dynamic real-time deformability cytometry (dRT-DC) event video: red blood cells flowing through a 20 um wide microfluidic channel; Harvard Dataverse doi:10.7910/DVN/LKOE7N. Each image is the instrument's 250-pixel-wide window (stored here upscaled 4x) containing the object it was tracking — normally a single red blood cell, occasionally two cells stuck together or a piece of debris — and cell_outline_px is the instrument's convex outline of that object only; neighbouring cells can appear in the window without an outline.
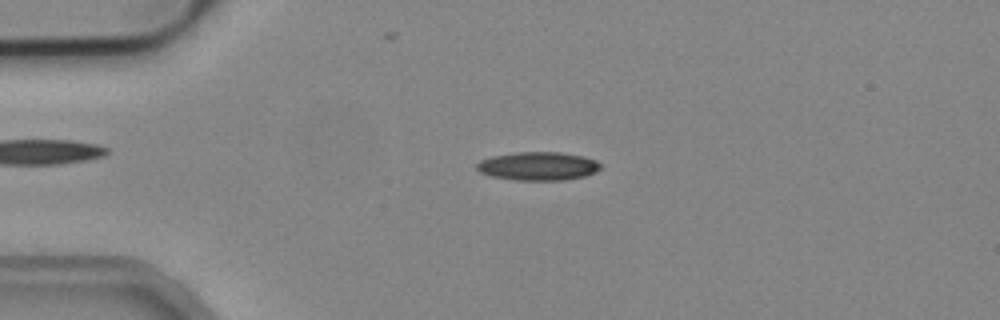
{"species": "common noctule bat (a hibernating species)", "species_latin": "Nyctalus noctula", "temperature_condition": "cold", "stored_images_in_passage": 53, "camera_frame_rate_fps": 3000, "um_per_image_px": 0.085, "animal": {"sex": "male", "body_mass_g": 19.2, "forearm_length_mm": 51.8}, "frame": {"image": 1, "passage_image": 12, "time_ms": 3.667, "image_size_px": [1000, 320], "cell_outline_px": [[600, 168], [596, 172], [584, 176], [564, 180], [516, 180], [492, 176], [480, 172], [476, 168], [476, 164], [480, 160], [492, 156], [516, 152], [560, 152], [584, 156], [596, 160], [600, 164]], "centroid_in_image_um": [45.74, 14.11], "position_along_channel_um": 39.3, "area_um2": 20.52}}
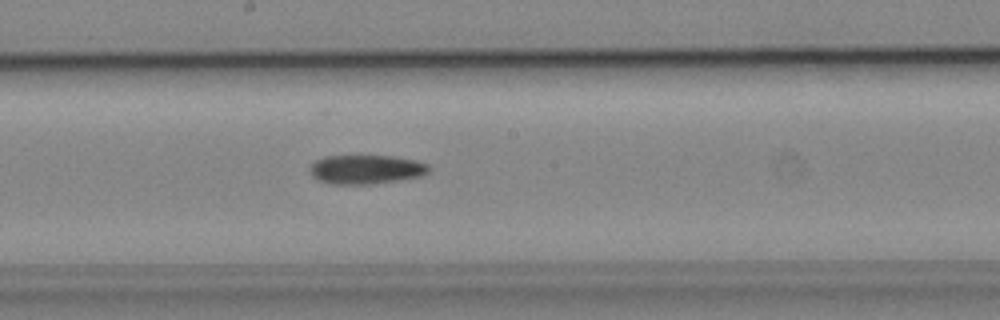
{"frame": {"image": 2, "passage_image": 28, "time_ms": 9.0, "image_size_px": [1000, 320], "cell_outline_px": [[432, 168], [428, 172], [420, 176], [396, 180], [368, 184], [332, 184], [316, 180], [312, 176], [308, 168], [316, 160], [324, 156], [396, 156], [428, 164]], "centroid_in_image_um": [31.07, 14.4], "position_along_channel_um": 217.1, "area_um2": 20.11}}
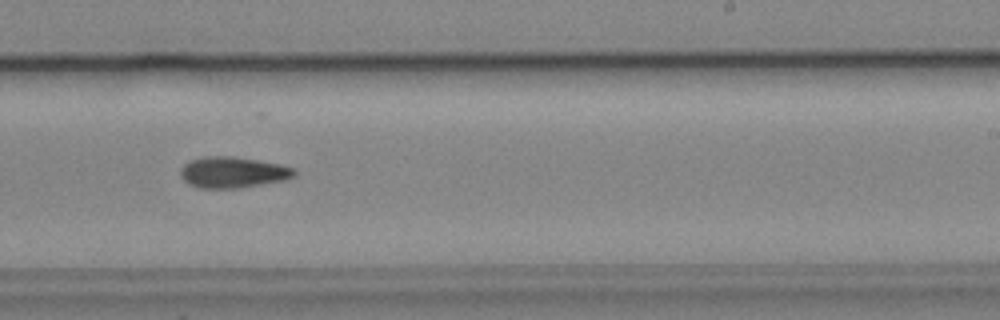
{"frame": {"image": 3, "passage_image": 32, "time_ms": 10.333, "image_size_px": [1000, 320], "cell_outline_px": [[296, 172], [292, 176], [284, 180], [236, 188], [200, 188], [188, 184], [180, 176], [180, 168], [184, 164], [192, 160], [204, 156], [232, 156], [280, 164], [292, 168]], "centroid_in_image_um": [19.73, 14.64], "position_along_channel_um": 269.3, "area_um2": 20.35}}